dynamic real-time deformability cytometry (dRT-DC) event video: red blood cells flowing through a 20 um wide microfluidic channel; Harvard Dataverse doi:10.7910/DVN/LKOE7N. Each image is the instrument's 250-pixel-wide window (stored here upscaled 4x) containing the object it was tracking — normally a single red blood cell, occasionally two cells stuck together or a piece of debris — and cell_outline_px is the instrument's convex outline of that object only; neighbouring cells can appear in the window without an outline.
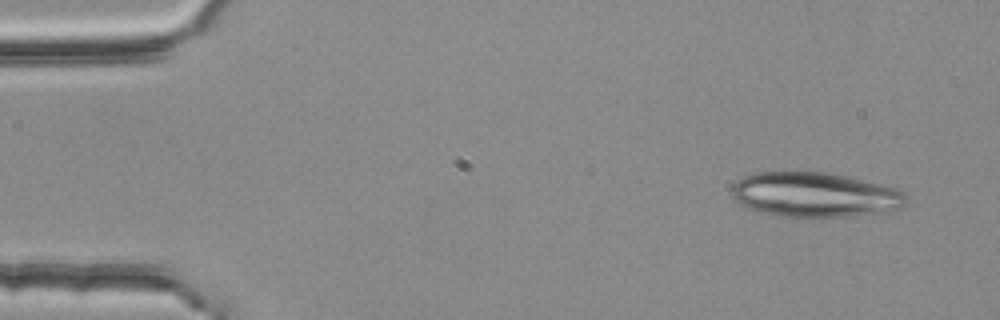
{"species": "common noctule bat (a hibernating species)", "species_latin": "Nyctalus noctula", "temperature_condition": "room temperature", "stored_images_in_passage": 4, "camera_frame_rate_fps": 3000, "um_per_image_px": 0.085, "animal": {"sex": "female", "body_mass_g": 25.1}, "frame": {"image": 1, "passage_image": 1, "time_ms": 0.0, "image_size_px": [1000, 320], "cell_outline_px": [[908, 200], [900, 208], [884, 212], [852, 216], [812, 220], [780, 216], [760, 212], [748, 208], [740, 204], [732, 196], [732, 184], [736, 180], [744, 176], [756, 172], [824, 172], [844, 176], [900, 188], [908, 196]], "centroid_in_image_um": [69.27, 16.59], "position_along_channel_um": 15.7, "area_um2": 46.53}}